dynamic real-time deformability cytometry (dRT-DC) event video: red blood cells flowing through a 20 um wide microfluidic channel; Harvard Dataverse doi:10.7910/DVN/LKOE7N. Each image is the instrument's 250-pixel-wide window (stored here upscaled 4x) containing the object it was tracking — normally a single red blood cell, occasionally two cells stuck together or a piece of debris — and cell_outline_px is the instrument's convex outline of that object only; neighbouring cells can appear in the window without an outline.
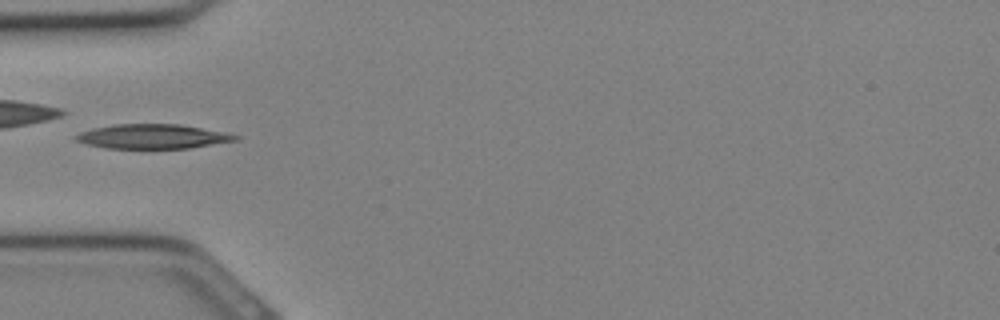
{"species": "Egyptian fruit bat (a non-hibernating species)", "species_latin": "Rousettus aegyptiacus", "temperature_condition": "cold", "stored_images_in_passage": 22, "camera_frame_rate_fps": 3000, "um_per_image_px": 0.085, "animal": {"sex": "female"}, "frame": {"image": 1, "passage_image": 1, "time_ms": 0.0, "image_size_px": [1000, 320], "cell_outline_px": [[240, 140], [188, 148], [104, 148], [84, 144], [76, 140], [76, 136], [80, 132], [92, 128], [112, 124], [180, 124], [240, 136]], "centroid_in_image_um": [12.93, 11.6], "position_along_channel_um": 72.1, "area_um2": 22.6}}